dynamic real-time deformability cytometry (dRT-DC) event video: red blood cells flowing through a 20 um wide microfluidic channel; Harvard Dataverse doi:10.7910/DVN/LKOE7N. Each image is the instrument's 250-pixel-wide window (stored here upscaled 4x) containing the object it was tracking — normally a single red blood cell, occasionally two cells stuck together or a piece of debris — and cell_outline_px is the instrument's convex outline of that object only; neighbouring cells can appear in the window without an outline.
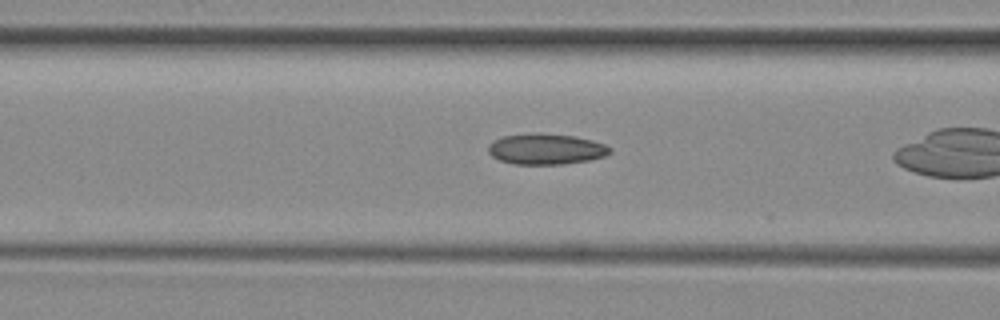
{"species": "common noctule bat (a hibernating species)", "species_latin": "Nyctalus noctula", "temperature_condition": "room temperature", "stored_images_in_passage": 27, "camera_frame_rate_fps": 3000, "um_per_image_px": 0.085, "animal": {"sex": "female", "body_mass_g": 29.2, "forearm_length_mm": 56.3}, "frame": {"image": 1, "passage_image": 8, "time_ms": 2.333, "image_size_px": [1000, 320], "cell_outline_px": [[612, 152], [604, 156], [588, 160], [564, 164], [512, 164], [500, 160], [492, 156], [488, 152], [488, 144], [504, 136], [536, 132], [572, 136], [592, 140], [604, 144], [612, 148]], "centroid_in_image_um": [46.41, 12.67], "position_along_channel_um": 120.2, "area_um2": 21.79}}
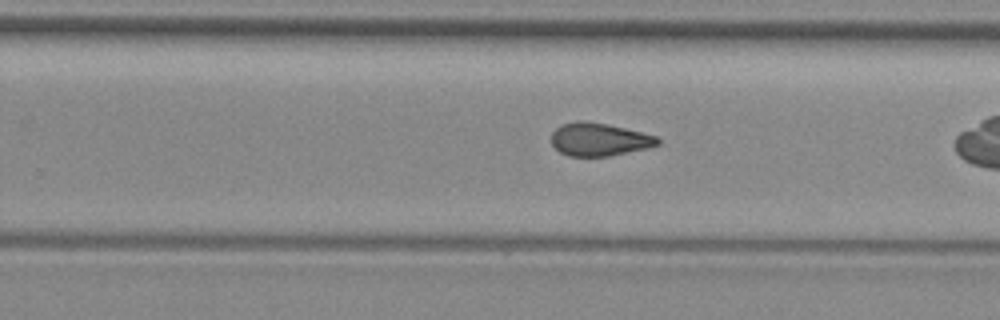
{"frame": {"image": 2, "passage_image": 20, "time_ms": 6.333, "image_size_px": [1000, 320], "cell_outline_px": [[660, 144], [648, 148], [608, 156], [568, 156], [560, 152], [552, 144], [552, 132], [560, 124], [604, 124], [624, 128], [656, 136], [660, 140]], "centroid_in_image_um": [50.96, 11.9], "position_along_channel_um": 278.8, "area_um2": 19.59}}
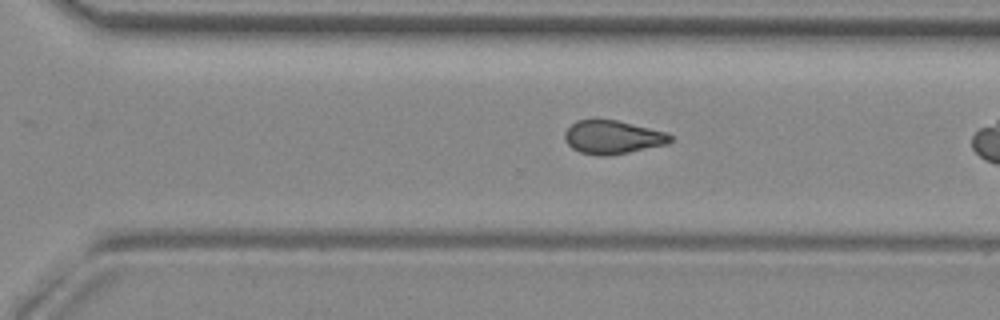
{"frame": {"image": 3, "passage_image": 23, "time_ms": 7.333, "image_size_px": [1000, 320], "cell_outline_px": [[672, 140], [668, 144], [608, 156], [600, 156], [580, 152], [572, 148], [564, 140], [564, 132], [576, 120], [616, 120], [664, 132], [672, 136]], "centroid_in_image_um": [52.04, 11.67], "position_along_channel_um": 318.6, "area_um2": 20.35}}